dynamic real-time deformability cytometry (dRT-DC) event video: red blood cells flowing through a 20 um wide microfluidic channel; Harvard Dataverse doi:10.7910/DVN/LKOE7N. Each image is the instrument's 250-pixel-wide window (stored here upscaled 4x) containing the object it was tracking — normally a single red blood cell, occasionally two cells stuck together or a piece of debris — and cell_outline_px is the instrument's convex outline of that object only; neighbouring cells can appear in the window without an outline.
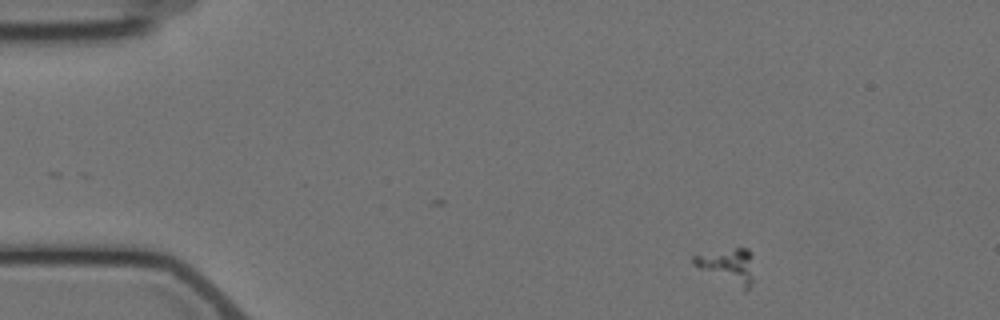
{"species": "Egyptian fruit bat (a non-hibernating species)", "species_latin": "Rousettus aegyptiacus", "temperature_condition": "cold", "stored_images_in_passage": 6, "camera_frame_rate_fps": 3000, "um_per_image_px": 0.085, "animal": {"sex": "female"}, "frame": {"image": 1, "passage_image": 1, "time_ms": 0.0, "image_size_px": [1000, 320], "cell_outline_px": [[752, 284], [744, 292], [692, 264], [692, 256], [736, 248], [748, 248], [752, 252]], "centroid_in_image_um": [61.91, 22.64], "position_along_channel_um": 23.1, "area_um2": 12.25}}
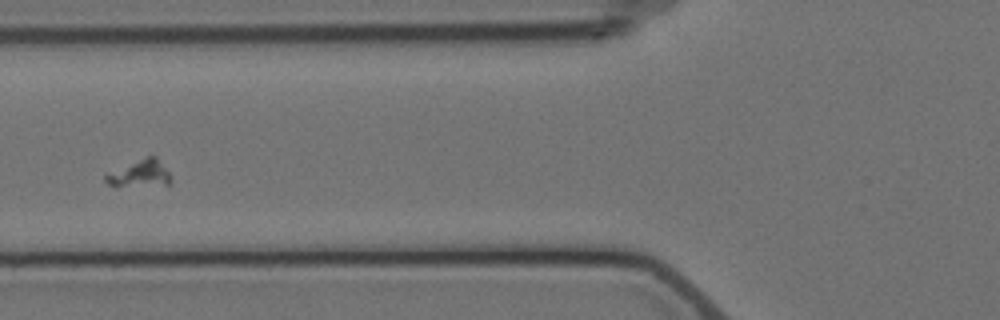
{"frame": {"image": 2, "passage_image": 4, "time_ms": 4.333, "image_size_px": [1000, 320], "cell_outline_px": [[172, 184], [116, 188], [108, 184], [104, 180], [104, 176], [148, 156], [156, 156], [172, 176]], "centroid_in_image_um": [11.93, 14.82], "position_along_channel_um": 113.9, "area_um2": 10.29}}
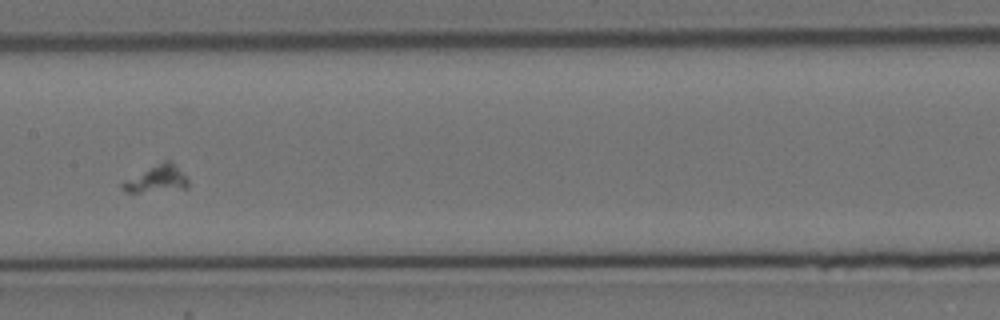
{"frame": {"image": 3, "passage_image": 6, "time_ms": 6.667, "image_size_px": [1000, 320], "cell_outline_px": [[188, 188], [140, 192], [124, 192], [120, 184], [124, 180], [164, 160], [172, 160], [188, 180]], "centroid_in_image_um": [13.31, 15.2], "position_along_channel_um": 194.1, "area_um2": 10.23}}